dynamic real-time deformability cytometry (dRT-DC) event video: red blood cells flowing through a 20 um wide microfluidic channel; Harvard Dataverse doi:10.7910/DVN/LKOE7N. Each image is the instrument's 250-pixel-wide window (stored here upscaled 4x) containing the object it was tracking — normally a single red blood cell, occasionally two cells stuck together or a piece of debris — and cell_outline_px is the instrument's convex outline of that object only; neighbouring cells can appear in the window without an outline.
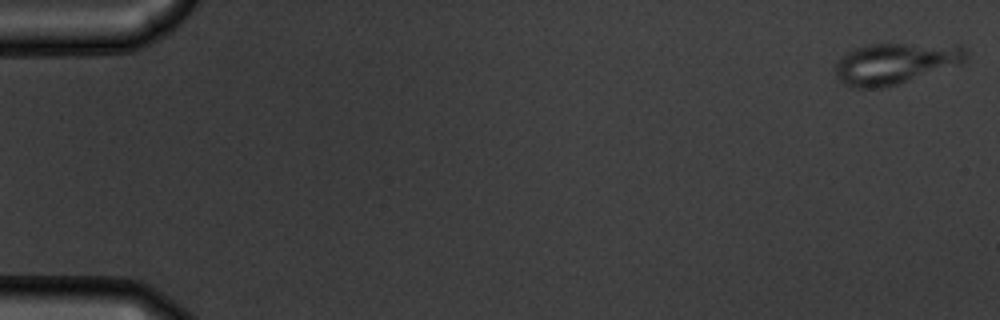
{"species": "common noctule bat (a hibernating species)", "species_latin": "Nyctalus noctula", "temperature_condition": "warm", "stored_images_in_passage": 55, "camera_frame_rate_fps": 3000, "um_per_image_px": 0.085, "animal": {"sex": "male", "body_mass_g": 19.5, "forearm_length_mm": 54.6}, "frame": {"image": 1, "passage_image": 1, "time_ms": 0.0, "image_size_px": [1000, 320], "cell_outline_px": [[968, 56], [964, 64], [888, 88], [852, 88], [844, 84], [836, 76], [836, 60], [848, 52], [864, 44], [960, 44], [968, 48]], "centroid_in_image_um": [76.2, 5.4], "position_along_channel_um": 8.8, "area_um2": 32.37}}
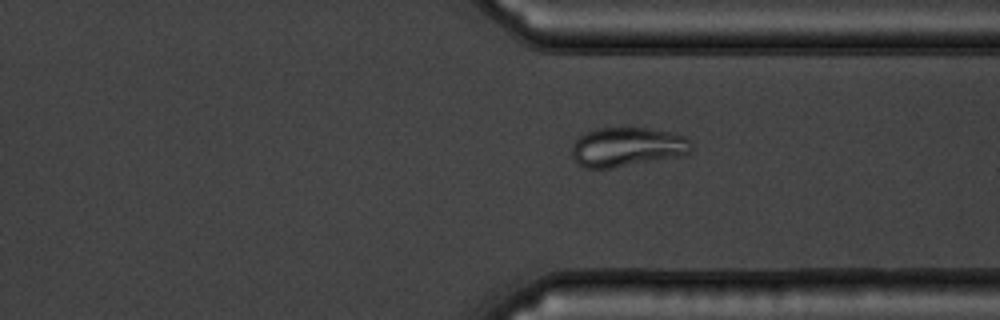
{"frame": {"image": 2, "passage_image": 42, "time_ms": 13.667, "image_size_px": [1000, 320], "cell_outline_px": [[692, 148], [684, 156], [612, 168], [584, 168], [576, 164], [572, 156], [572, 144], [580, 136], [596, 128], [644, 128], [668, 132], [684, 136], [692, 140]], "centroid_in_image_um": [53.31, 12.51], "position_along_channel_um": 358.1, "area_um2": 27.51}}
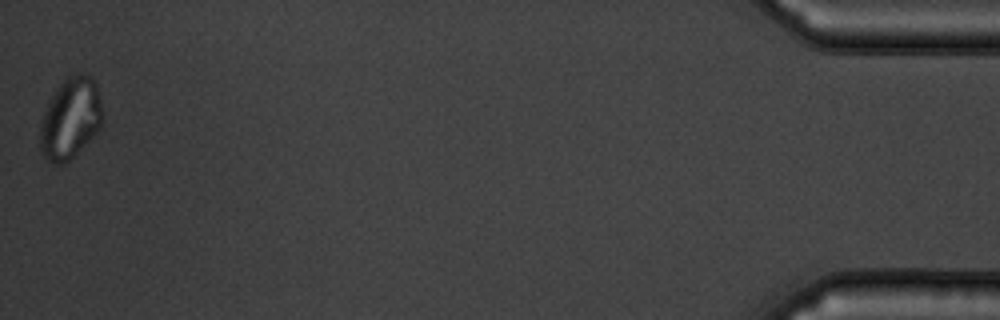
{"frame": {"image": 3, "passage_image": 55, "time_ms": 18.0, "image_size_px": [1000, 320], "cell_outline_px": [[100, 128], [64, 164], [52, 164], [44, 156], [40, 148], [40, 128], [44, 112], [56, 88], [68, 76], [80, 72], [88, 72], [92, 76], [96, 84], [100, 104]], "centroid_in_image_um": [5.96, 10.03], "position_along_channel_um": 429.2, "area_um2": 28.84}, "authors_computed_cell_mechanics": {"area_um2": 27.6284, "velocity_mm_per_s": 3.6726, "shape_relaxation_time_tau1_ms": null, "shape_relaxation_time_tau2_ms": 1.0285, "deformation_change_tau1": null, "deformation_change_tau2": 0.0626}}